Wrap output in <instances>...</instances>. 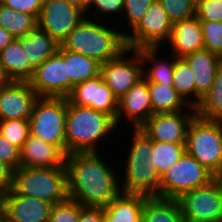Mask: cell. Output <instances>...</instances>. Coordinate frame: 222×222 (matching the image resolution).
<instances>
[{
	"label": "cell",
	"mask_w": 222,
	"mask_h": 222,
	"mask_svg": "<svg viewBox=\"0 0 222 222\" xmlns=\"http://www.w3.org/2000/svg\"><path fill=\"white\" fill-rule=\"evenodd\" d=\"M115 128L119 129L107 113L74 105L67 100L66 156L71 153L98 152V143L114 130L117 131Z\"/></svg>",
	"instance_id": "3"
},
{
	"label": "cell",
	"mask_w": 222,
	"mask_h": 222,
	"mask_svg": "<svg viewBox=\"0 0 222 222\" xmlns=\"http://www.w3.org/2000/svg\"><path fill=\"white\" fill-rule=\"evenodd\" d=\"M160 50L159 47H143L138 49L144 64L143 77L147 82H158L165 86H172L175 57L170 54L171 61L165 59L166 55L164 58L159 57L158 55H161L159 54ZM149 63H151L150 68H145V64Z\"/></svg>",
	"instance_id": "25"
},
{
	"label": "cell",
	"mask_w": 222,
	"mask_h": 222,
	"mask_svg": "<svg viewBox=\"0 0 222 222\" xmlns=\"http://www.w3.org/2000/svg\"><path fill=\"white\" fill-rule=\"evenodd\" d=\"M123 6L124 0H88L85 15L92 16L87 12H89L90 9H92V11L94 9V11L96 10V13H98L97 19L101 18V16L105 14H108L107 17L110 15H112L110 17H113L114 14L115 16H118L119 13H123Z\"/></svg>",
	"instance_id": "39"
},
{
	"label": "cell",
	"mask_w": 222,
	"mask_h": 222,
	"mask_svg": "<svg viewBox=\"0 0 222 222\" xmlns=\"http://www.w3.org/2000/svg\"><path fill=\"white\" fill-rule=\"evenodd\" d=\"M190 66L195 79V106L210 90L219 69V56L205 49L183 58Z\"/></svg>",
	"instance_id": "21"
},
{
	"label": "cell",
	"mask_w": 222,
	"mask_h": 222,
	"mask_svg": "<svg viewBox=\"0 0 222 222\" xmlns=\"http://www.w3.org/2000/svg\"><path fill=\"white\" fill-rule=\"evenodd\" d=\"M0 133L20 150L30 134L29 120L12 119L0 121Z\"/></svg>",
	"instance_id": "33"
},
{
	"label": "cell",
	"mask_w": 222,
	"mask_h": 222,
	"mask_svg": "<svg viewBox=\"0 0 222 222\" xmlns=\"http://www.w3.org/2000/svg\"><path fill=\"white\" fill-rule=\"evenodd\" d=\"M152 115L148 82L143 77L118 99V111L115 123L120 128V122L122 123V118H125L129 123L131 122L134 125L132 128H140Z\"/></svg>",
	"instance_id": "18"
},
{
	"label": "cell",
	"mask_w": 222,
	"mask_h": 222,
	"mask_svg": "<svg viewBox=\"0 0 222 222\" xmlns=\"http://www.w3.org/2000/svg\"><path fill=\"white\" fill-rule=\"evenodd\" d=\"M65 166L68 196L82 206L105 207L122 192L119 170L98 152L68 154Z\"/></svg>",
	"instance_id": "1"
},
{
	"label": "cell",
	"mask_w": 222,
	"mask_h": 222,
	"mask_svg": "<svg viewBox=\"0 0 222 222\" xmlns=\"http://www.w3.org/2000/svg\"><path fill=\"white\" fill-rule=\"evenodd\" d=\"M172 23L196 16V0H158Z\"/></svg>",
	"instance_id": "34"
},
{
	"label": "cell",
	"mask_w": 222,
	"mask_h": 222,
	"mask_svg": "<svg viewBox=\"0 0 222 222\" xmlns=\"http://www.w3.org/2000/svg\"><path fill=\"white\" fill-rule=\"evenodd\" d=\"M173 23L158 0H155L139 22L129 33H125L126 46L129 49L143 47H164L172 32Z\"/></svg>",
	"instance_id": "10"
},
{
	"label": "cell",
	"mask_w": 222,
	"mask_h": 222,
	"mask_svg": "<svg viewBox=\"0 0 222 222\" xmlns=\"http://www.w3.org/2000/svg\"><path fill=\"white\" fill-rule=\"evenodd\" d=\"M204 49L218 56L222 55V22L200 21Z\"/></svg>",
	"instance_id": "35"
},
{
	"label": "cell",
	"mask_w": 222,
	"mask_h": 222,
	"mask_svg": "<svg viewBox=\"0 0 222 222\" xmlns=\"http://www.w3.org/2000/svg\"><path fill=\"white\" fill-rule=\"evenodd\" d=\"M0 26L17 39L38 26V20L33 15L13 10L0 3Z\"/></svg>",
	"instance_id": "29"
},
{
	"label": "cell",
	"mask_w": 222,
	"mask_h": 222,
	"mask_svg": "<svg viewBox=\"0 0 222 222\" xmlns=\"http://www.w3.org/2000/svg\"><path fill=\"white\" fill-rule=\"evenodd\" d=\"M17 39L21 42L23 52L29 58V66L33 70L48 57L55 55L60 47V44L39 26H36L24 37Z\"/></svg>",
	"instance_id": "23"
},
{
	"label": "cell",
	"mask_w": 222,
	"mask_h": 222,
	"mask_svg": "<svg viewBox=\"0 0 222 222\" xmlns=\"http://www.w3.org/2000/svg\"><path fill=\"white\" fill-rule=\"evenodd\" d=\"M219 69L222 71V55L219 56Z\"/></svg>",
	"instance_id": "48"
},
{
	"label": "cell",
	"mask_w": 222,
	"mask_h": 222,
	"mask_svg": "<svg viewBox=\"0 0 222 222\" xmlns=\"http://www.w3.org/2000/svg\"><path fill=\"white\" fill-rule=\"evenodd\" d=\"M142 222H184L176 199L147 197L143 206Z\"/></svg>",
	"instance_id": "27"
},
{
	"label": "cell",
	"mask_w": 222,
	"mask_h": 222,
	"mask_svg": "<svg viewBox=\"0 0 222 222\" xmlns=\"http://www.w3.org/2000/svg\"><path fill=\"white\" fill-rule=\"evenodd\" d=\"M185 152V144L153 141V153L149 163L155 166L161 177Z\"/></svg>",
	"instance_id": "31"
},
{
	"label": "cell",
	"mask_w": 222,
	"mask_h": 222,
	"mask_svg": "<svg viewBox=\"0 0 222 222\" xmlns=\"http://www.w3.org/2000/svg\"><path fill=\"white\" fill-rule=\"evenodd\" d=\"M143 68L139 51L127 48L118 57L102 63L100 74L119 99L143 78Z\"/></svg>",
	"instance_id": "11"
},
{
	"label": "cell",
	"mask_w": 222,
	"mask_h": 222,
	"mask_svg": "<svg viewBox=\"0 0 222 222\" xmlns=\"http://www.w3.org/2000/svg\"><path fill=\"white\" fill-rule=\"evenodd\" d=\"M13 171L9 165L0 161V195L11 189Z\"/></svg>",
	"instance_id": "43"
},
{
	"label": "cell",
	"mask_w": 222,
	"mask_h": 222,
	"mask_svg": "<svg viewBox=\"0 0 222 222\" xmlns=\"http://www.w3.org/2000/svg\"><path fill=\"white\" fill-rule=\"evenodd\" d=\"M19 155L20 166L23 167H66V155L57 146L30 134Z\"/></svg>",
	"instance_id": "20"
},
{
	"label": "cell",
	"mask_w": 222,
	"mask_h": 222,
	"mask_svg": "<svg viewBox=\"0 0 222 222\" xmlns=\"http://www.w3.org/2000/svg\"><path fill=\"white\" fill-rule=\"evenodd\" d=\"M0 3L13 10L33 15L38 20L43 0H0Z\"/></svg>",
	"instance_id": "40"
},
{
	"label": "cell",
	"mask_w": 222,
	"mask_h": 222,
	"mask_svg": "<svg viewBox=\"0 0 222 222\" xmlns=\"http://www.w3.org/2000/svg\"><path fill=\"white\" fill-rule=\"evenodd\" d=\"M86 17L85 11L65 0H43L38 26L60 45Z\"/></svg>",
	"instance_id": "12"
},
{
	"label": "cell",
	"mask_w": 222,
	"mask_h": 222,
	"mask_svg": "<svg viewBox=\"0 0 222 222\" xmlns=\"http://www.w3.org/2000/svg\"><path fill=\"white\" fill-rule=\"evenodd\" d=\"M184 222H222V178L176 199Z\"/></svg>",
	"instance_id": "9"
},
{
	"label": "cell",
	"mask_w": 222,
	"mask_h": 222,
	"mask_svg": "<svg viewBox=\"0 0 222 222\" xmlns=\"http://www.w3.org/2000/svg\"><path fill=\"white\" fill-rule=\"evenodd\" d=\"M79 216L80 204L68 198L53 205L48 222H78Z\"/></svg>",
	"instance_id": "36"
},
{
	"label": "cell",
	"mask_w": 222,
	"mask_h": 222,
	"mask_svg": "<svg viewBox=\"0 0 222 222\" xmlns=\"http://www.w3.org/2000/svg\"><path fill=\"white\" fill-rule=\"evenodd\" d=\"M14 38L2 26H0V50L10 44Z\"/></svg>",
	"instance_id": "44"
},
{
	"label": "cell",
	"mask_w": 222,
	"mask_h": 222,
	"mask_svg": "<svg viewBox=\"0 0 222 222\" xmlns=\"http://www.w3.org/2000/svg\"><path fill=\"white\" fill-rule=\"evenodd\" d=\"M199 21L222 22V0H196Z\"/></svg>",
	"instance_id": "38"
},
{
	"label": "cell",
	"mask_w": 222,
	"mask_h": 222,
	"mask_svg": "<svg viewBox=\"0 0 222 222\" xmlns=\"http://www.w3.org/2000/svg\"><path fill=\"white\" fill-rule=\"evenodd\" d=\"M148 196L121 192L103 207L105 222H142L143 206Z\"/></svg>",
	"instance_id": "22"
},
{
	"label": "cell",
	"mask_w": 222,
	"mask_h": 222,
	"mask_svg": "<svg viewBox=\"0 0 222 222\" xmlns=\"http://www.w3.org/2000/svg\"><path fill=\"white\" fill-rule=\"evenodd\" d=\"M28 82L39 97L67 98L74 86L67 78V63L58 52L39 65Z\"/></svg>",
	"instance_id": "13"
},
{
	"label": "cell",
	"mask_w": 222,
	"mask_h": 222,
	"mask_svg": "<svg viewBox=\"0 0 222 222\" xmlns=\"http://www.w3.org/2000/svg\"><path fill=\"white\" fill-rule=\"evenodd\" d=\"M0 222H11V221H8L3 215L0 214Z\"/></svg>",
	"instance_id": "47"
},
{
	"label": "cell",
	"mask_w": 222,
	"mask_h": 222,
	"mask_svg": "<svg viewBox=\"0 0 222 222\" xmlns=\"http://www.w3.org/2000/svg\"><path fill=\"white\" fill-rule=\"evenodd\" d=\"M53 204L14 193L1 194L0 214L11 222H48Z\"/></svg>",
	"instance_id": "16"
},
{
	"label": "cell",
	"mask_w": 222,
	"mask_h": 222,
	"mask_svg": "<svg viewBox=\"0 0 222 222\" xmlns=\"http://www.w3.org/2000/svg\"><path fill=\"white\" fill-rule=\"evenodd\" d=\"M58 53L67 63V78L74 86L100 74L101 64L95 59L65 50L61 45Z\"/></svg>",
	"instance_id": "26"
},
{
	"label": "cell",
	"mask_w": 222,
	"mask_h": 222,
	"mask_svg": "<svg viewBox=\"0 0 222 222\" xmlns=\"http://www.w3.org/2000/svg\"><path fill=\"white\" fill-rule=\"evenodd\" d=\"M95 16L96 13L93 19L86 16L70 32L61 46L65 50L93 58L102 64L118 57L127 49L126 32H119L115 26L108 27L106 21H94Z\"/></svg>",
	"instance_id": "2"
},
{
	"label": "cell",
	"mask_w": 222,
	"mask_h": 222,
	"mask_svg": "<svg viewBox=\"0 0 222 222\" xmlns=\"http://www.w3.org/2000/svg\"><path fill=\"white\" fill-rule=\"evenodd\" d=\"M0 64L9 81L28 82L32 78L34 70L18 39L0 50Z\"/></svg>",
	"instance_id": "24"
},
{
	"label": "cell",
	"mask_w": 222,
	"mask_h": 222,
	"mask_svg": "<svg viewBox=\"0 0 222 222\" xmlns=\"http://www.w3.org/2000/svg\"><path fill=\"white\" fill-rule=\"evenodd\" d=\"M67 98L39 97L29 119L30 135L57 146L66 155Z\"/></svg>",
	"instance_id": "7"
},
{
	"label": "cell",
	"mask_w": 222,
	"mask_h": 222,
	"mask_svg": "<svg viewBox=\"0 0 222 222\" xmlns=\"http://www.w3.org/2000/svg\"><path fill=\"white\" fill-rule=\"evenodd\" d=\"M78 222H105L103 207L80 205V216Z\"/></svg>",
	"instance_id": "42"
},
{
	"label": "cell",
	"mask_w": 222,
	"mask_h": 222,
	"mask_svg": "<svg viewBox=\"0 0 222 222\" xmlns=\"http://www.w3.org/2000/svg\"><path fill=\"white\" fill-rule=\"evenodd\" d=\"M9 82L7 77L5 76L1 64H0V86L6 85Z\"/></svg>",
	"instance_id": "46"
},
{
	"label": "cell",
	"mask_w": 222,
	"mask_h": 222,
	"mask_svg": "<svg viewBox=\"0 0 222 222\" xmlns=\"http://www.w3.org/2000/svg\"><path fill=\"white\" fill-rule=\"evenodd\" d=\"M216 177L185 152L160 178L159 197L177 199L191 190L208 185Z\"/></svg>",
	"instance_id": "8"
},
{
	"label": "cell",
	"mask_w": 222,
	"mask_h": 222,
	"mask_svg": "<svg viewBox=\"0 0 222 222\" xmlns=\"http://www.w3.org/2000/svg\"><path fill=\"white\" fill-rule=\"evenodd\" d=\"M172 86L188 105L195 107L194 74L183 58H175Z\"/></svg>",
	"instance_id": "32"
},
{
	"label": "cell",
	"mask_w": 222,
	"mask_h": 222,
	"mask_svg": "<svg viewBox=\"0 0 222 222\" xmlns=\"http://www.w3.org/2000/svg\"><path fill=\"white\" fill-rule=\"evenodd\" d=\"M38 98L29 82L9 81L0 86V121L29 120Z\"/></svg>",
	"instance_id": "17"
},
{
	"label": "cell",
	"mask_w": 222,
	"mask_h": 222,
	"mask_svg": "<svg viewBox=\"0 0 222 222\" xmlns=\"http://www.w3.org/2000/svg\"><path fill=\"white\" fill-rule=\"evenodd\" d=\"M189 113V114H188ZM196 116L195 108L153 114L140 129L152 140L185 144L189 125Z\"/></svg>",
	"instance_id": "14"
},
{
	"label": "cell",
	"mask_w": 222,
	"mask_h": 222,
	"mask_svg": "<svg viewBox=\"0 0 222 222\" xmlns=\"http://www.w3.org/2000/svg\"><path fill=\"white\" fill-rule=\"evenodd\" d=\"M196 115L206 120L222 121V71L218 69L212 86L195 106Z\"/></svg>",
	"instance_id": "30"
},
{
	"label": "cell",
	"mask_w": 222,
	"mask_h": 222,
	"mask_svg": "<svg viewBox=\"0 0 222 222\" xmlns=\"http://www.w3.org/2000/svg\"><path fill=\"white\" fill-rule=\"evenodd\" d=\"M185 148L216 178H222L221 120H206L196 115L189 125Z\"/></svg>",
	"instance_id": "6"
},
{
	"label": "cell",
	"mask_w": 222,
	"mask_h": 222,
	"mask_svg": "<svg viewBox=\"0 0 222 222\" xmlns=\"http://www.w3.org/2000/svg\"><path fill=\"white\" fill-rule=\"evenodd\" d=\"M65 1H68L69 3H72V4L80 7L84 11H86V8L88 5V0H65Z\"/></svg>",
	"instance_id": "45"
},
{
	"label": "cell",
	"mask_w": 222,
	"mask_h": 222,
	"mask_svg": "<svg viewBox=\"0 0 222 222\" xmlns=\"http://www.w3.org/2000/svg\"><path fill=\"white\" fill-rule=\"evenodd\" d=\"M148 88L153 114L195 108L188 105L173 86H165L158 82H148Z\"/></svg>",
	"instance_id": "28"
},
{
	"label": "cell",
	"mask_w": 222,
	"mask_h": 222,
	"mask_svg": "<svg viewBox=\"0 0 222 222\" xmlns=\"http://www.w3.org/2000/svg\"><path fill=\"white\" fill-rule=\"evenodd\" d=\"M132 132V142L123 165L124 177L120 176L121 191L159 197L161 177L155 166L149 163L150 155L153 153V141L140 128H133Z\"/></svg>",
	"instance_id": "4"
},
{
	"label": "cell",
	"mask_w": 222,
	"mask_h": 222,
	"mask_svg": "<svg viewBox=\"0 0 222 222\" xmlns=\"http://www.w3.org/2000/svg\"><path fill=\"white\" fill-rule=\"evenodd\" d=\"M0 161L9 165L13 170L20 166L19 149L5 139L0 133Z\"/></svg>",
	"instance_id": "41"
},
{
	"label": "cell",
	"mask_w": 222,
	"mask_h": 222,
	"mask_svg": "<svg viewBox=\"0 0 222 222\" xmlns=\"http://www.w3.org/2000/svg\"><path fill=\"white\" fill-rule=\"evenodd\" d=\"M154 1L155 0H124L122 18L126 15L124 18L125 20L127 19V21L125 22H128L130 30H133L139 24Z\"/></svg>",
	"instance_id": "37"
},
{
	"label": "cell",
	"mask_w": 222,
	"mask_h": 222,
	"mask_svg": "<svg viewBox=\"0 0 222 222\" xmlns=\"http://www.w3.org/2000/svg\"><path fill=\"white\" fill-rule=\"evenodd\" d=\"M11 190L51 204L66 201L68 196L66 167H23L13 171Z\"/></svg>",
	"instance_id": "5"
},
{
	"label": "cell",
	"mask_w": 222,
	"mask_h": 222,
	"mask_svg": "<svg viewBox=\"0 0 222 222\" xmlns=\"http://www.w3.org/2000/svg\"><path fill=\"white\" fill-rule=\"evenodd\" d=\"M67 100L74 105L107 113L116 120L118 99L104 83L101 74L73 86Z\"/></svg>",
	"instance_id": "15"
},
{
	"label": "cell",
	"mask_w": 222,
	"mask_h": 222,
	"mask_svg": "<svg viewBox=\"0 0 222 222\" xmlns=\"http://www.w3.org/2000/svg\"><path fill=\"white\" fill-rule=\"evenodd\" d=\"M166 44L175 58H184L204 49V40L199 19L192 18L175 22Z\"/></svg>",
	"instance_id": "19"
}]
</instances>
